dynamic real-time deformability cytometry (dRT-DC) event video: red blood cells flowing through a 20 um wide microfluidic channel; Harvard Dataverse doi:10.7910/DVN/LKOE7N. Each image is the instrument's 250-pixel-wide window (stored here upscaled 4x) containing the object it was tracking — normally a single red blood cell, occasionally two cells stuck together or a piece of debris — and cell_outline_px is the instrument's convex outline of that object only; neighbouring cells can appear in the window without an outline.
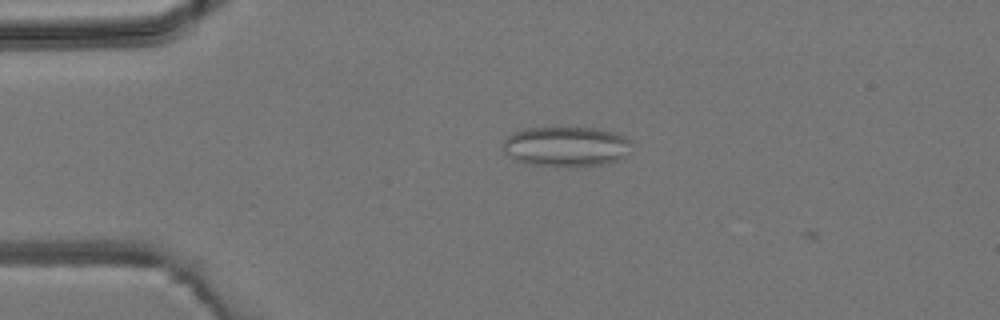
{"species": "common noctule bat (a hibernating species)", "species_latin": "Nyctalus noctula", "temperature_condition": "room temperature", "stored_images_in_passage": 3, "camera_frame_rate_fps": 3000, "um_per_image_px": 0.085, "animal": {"sex": "male", "body_mass_g": 19.2, "forearm_length_mm": 51.8}, "frame": {"image": 1, "passage_image": 2, "time_ms": 1.0, "image_size_px": [1000, 320], "cell_outline_px": [[628, 156], [620, 160], [604, 164], [528, 164], [512, 160], [504, 152], [504, 140], [512, 132], [524, 128], [600, 128], [616, 132], [624, 136], [628, 140]], "centroid_in_image_um": [48.1, 12.42], "position_along_channel_um": 36.9, "area_um2": 29.48}}